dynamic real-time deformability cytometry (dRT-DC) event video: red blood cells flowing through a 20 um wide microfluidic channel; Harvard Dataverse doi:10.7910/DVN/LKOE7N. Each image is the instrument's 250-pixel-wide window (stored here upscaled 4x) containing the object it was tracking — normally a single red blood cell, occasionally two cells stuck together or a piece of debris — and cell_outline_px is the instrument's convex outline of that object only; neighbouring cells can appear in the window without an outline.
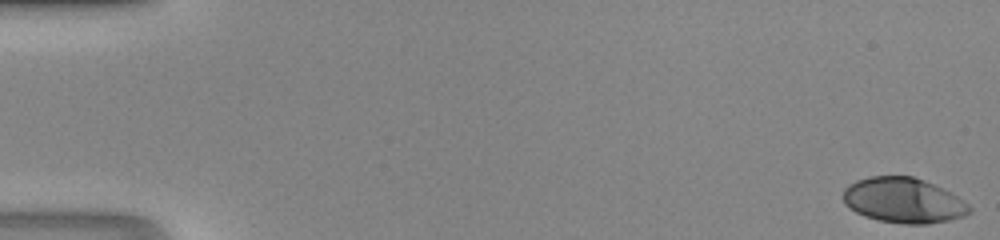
{"species": "human", "species_latin": "Homo sapiens", "temperature_condition": "room temperature", "stored_images_in_passage": 48, "camera_frame_rate_fps": 3000, "um_per_image_px": 0.085, "donor": {"sex": "male"}, "frame": {"image": 1, "passage_image": 1, "time_ms": 0.0, "image_size_px": [1000, 240], "cell_outline_px": [[972, 212], [964, 216], [948, 220], [928, 224], [904, 224], [880, 220], [864, 216], [856, 212], [844, 204], [844, 188], [848, 184], [856, 180], [872, 176], [912, 176], [924, 180], [956, 196], [968, 204], [972, 208]], "centroid_in_image_um": [76.78, 17.04], "position_along_channel_um": 8.2, "area_um2": 33.06}}
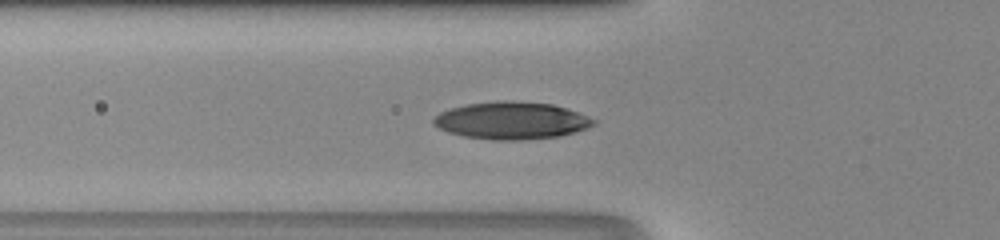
{"frame": {"image": 2, "passage_image": 18, "time_ms": 5.667, "image_size_px": [1000, 240], "cell_outline_px": [[596, 124], [588, 128], [560, 136], [520, 140], [492, 140], [464, 136], [448, 132], [432, 124], [432, 120], [440, 112], [452, 108], [468, 104], [496, 100], [508, 100], [552, 104], [580, 112], [596, 120]], "centroid_in_image_um": [43.5, 10.24], "position_along_channel_um": 82.3, "area_um2": 34.91}}
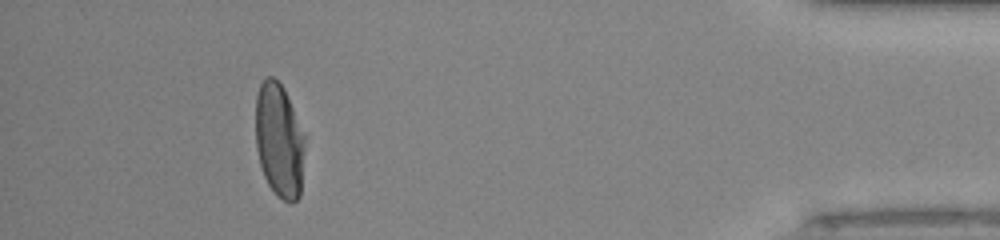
{"frame": {"image": 3, "passage_image": 44, "time_ms": 14.333, "image_size_px": [1000, 240], "cell_outline_px": [[304, 140], [300, 196], [292, 204], [288, 204], [276, 196], [268, 184], [264, 176], [260, 164], [256, 148], [256, 96], [260, 84], [264, 76], [272, 76], [284, 88], [304, 136]], "centroid_in_image_um": [23.71, 11.96], "position_along_channel_um": 411.5, "area_um2": 32.66}}